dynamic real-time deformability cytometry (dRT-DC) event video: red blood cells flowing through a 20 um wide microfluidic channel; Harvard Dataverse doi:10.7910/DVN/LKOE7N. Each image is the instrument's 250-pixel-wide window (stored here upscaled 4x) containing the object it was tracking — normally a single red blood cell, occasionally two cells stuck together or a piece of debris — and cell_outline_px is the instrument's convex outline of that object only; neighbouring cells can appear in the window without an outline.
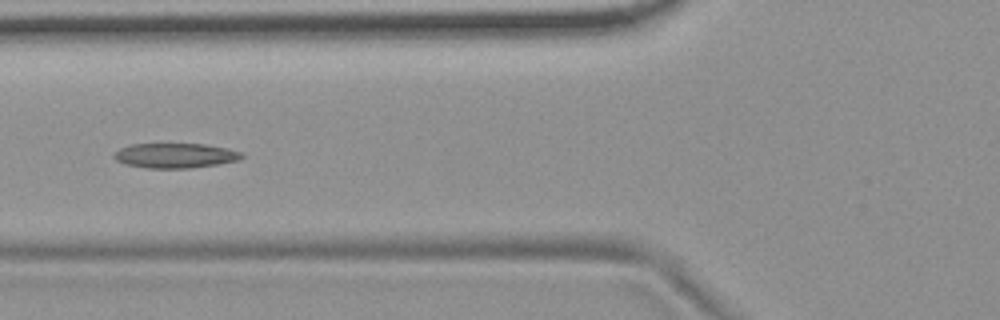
{"species": "common noctule bat (a hibernating species)", "species_latin": "Nyctalus noctula", "temperature_condition": "room temperature", "stored_images_in_passage": 40, "camera_frame_rate_fps": 3000, "um_per_image_px": 0.085, "animal": {"sex": "female", "body_mass_g": 19.9}, "frame": {"image": 1, "passage_image": 7, "time_ms": 2.0, "image_size_px": [1000, 320], "cell_outline_px": [[244, 156], [236, 160], [216, 164], [188, 168], [148, 168], [128, 164], [116, 160], [112, 156], [120, 148], [132, 144], [204, 144], [228, 148], [244, 152]], "centroid_in_image_um": [14.91, 13.21], "position_along_channel_um": 110.9, "area_um2": 18.26}, "authors_computed_cell_mechanics": {"area_um2": 18.496, "velocity_mm_per_s": 3.7161, "shape_relaxation_time_tau1_ms": null, "shape_relaxation_time_tau2_ms": 5.04, "deformation_change_tau1": null, "deformation_change_tau2": 0.0916}}